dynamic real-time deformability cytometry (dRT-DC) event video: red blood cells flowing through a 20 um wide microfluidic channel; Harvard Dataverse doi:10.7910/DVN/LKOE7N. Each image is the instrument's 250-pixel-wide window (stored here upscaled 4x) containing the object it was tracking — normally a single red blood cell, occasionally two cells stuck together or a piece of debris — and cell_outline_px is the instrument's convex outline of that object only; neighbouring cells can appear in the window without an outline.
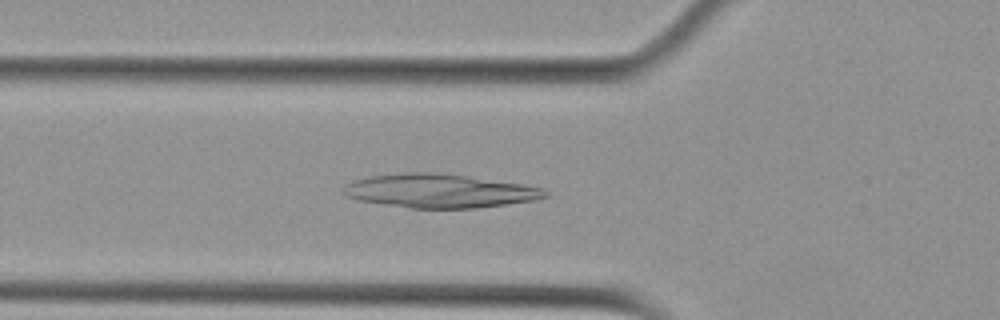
{"species": "Egyptian fruit bat (a non-hibernating species)", "species_latin": "Rousettus aegyptiacus", "temperature_condition": "cold", "stored_images_in_passage": 50, "camera_frame_rate_fps": 3000, "um_per_image_px": 0.085, "animal": {"sex": "female"}, "frame": {"image": 1, "passage_image": 15, "time_ms": 4.667, "image_size_px": [1000, 320], "cell_outline_px": [[548, 196], [536, 200], [476, 208], [412, 208], [356, 200], [348, 196], [344, 192], [344, 188], [348, 184], [356, 180], [368, 176], [404, 172], [436, 172], [468, 176], [524, 184], [544, 188], [548, 192]], "centroid_in_image_um": [37.41, 16.22], "position_along_channel_um": 88.4, "area_um2": 39.59}}
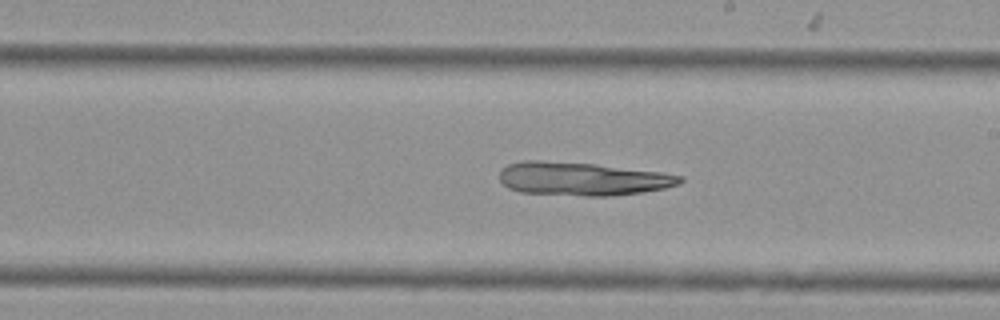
{"frame": {"image": 2, "passage_image": 27, "time_ms": 8.667, "image_size_px": [1000, 320], "cell_outline_px": [[684, 180], [680, 184], [664, 188], [640, 192], [612, 196], [584, 196], [520, 192], [508, 188], [500, 180], [500, 172], [508, 164], [524, 160], [540, 160], [596, 164], [660, 172], [684, 176]], "centroid_in_image_um": [49.5, 15.2], "position_along_channel_um": 239.5, "area_um2": 35.08}}
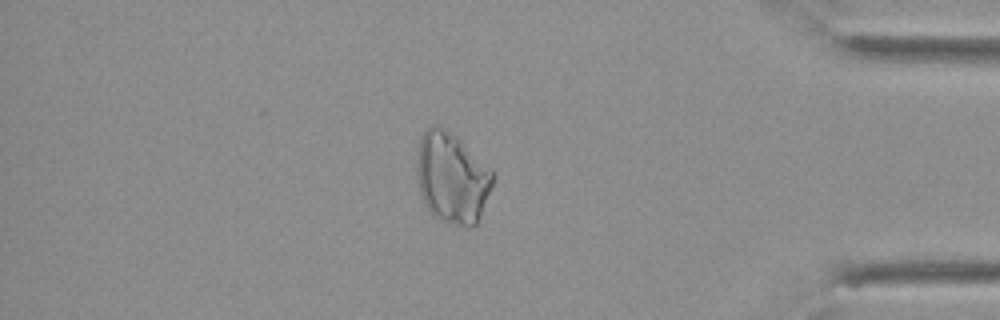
{"frame": {"image": 3, "passage_image": 42, "time_ms": 13.667, "image_size_px": [1000, 320], "cell_outline_px": [[492, 184], [476, 224], [472, 228], [468, 228], [440, 220], [432, 216], [424, 204], [420, 192], [416, 168], [416, 160], [420, 136], [428, 124], [440, 124], [456, 136], [492, 172]], "centroid_in_image_um": [38.34, 15.1], "position_along_channel_um": 396.9, "area_um2": 40.06}}